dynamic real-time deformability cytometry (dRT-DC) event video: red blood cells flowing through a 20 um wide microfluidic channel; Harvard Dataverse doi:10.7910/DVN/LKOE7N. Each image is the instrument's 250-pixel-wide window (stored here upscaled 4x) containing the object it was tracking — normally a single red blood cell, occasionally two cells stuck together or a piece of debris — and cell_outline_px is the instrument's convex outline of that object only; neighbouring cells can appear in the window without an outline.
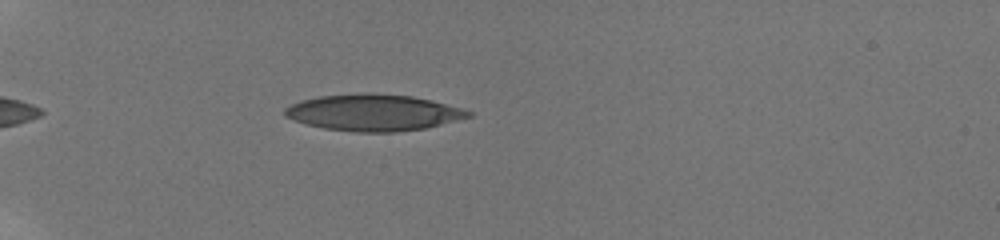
{"species": "human", "species_latin": "Homo sapiens", "temperature_condition": "room temperature", "stored_images_in_passage": 38, "camera_frame_rate_fps": 3000, "um_per_image_px": 0.085, "donor": {"sex": "male"}, "frame": {"image": 1, "passage_image": 6, "time_ms": 1.667, "image_size_px": [1000, 240], "cell_outline_px": [[472, 116], [424, 128], [396, 132], [356, 132], [324, 128], [304, 124], [284, 116], [284, 108], [300, 100], [320, 96], [360, 92], [412, 96], [432, 100], [460, 108], [472, 112]], "centroid_in_image_um": [31.69, 9.56], "position_along_channel_um": 53.3, "area_um2": 38.96}}
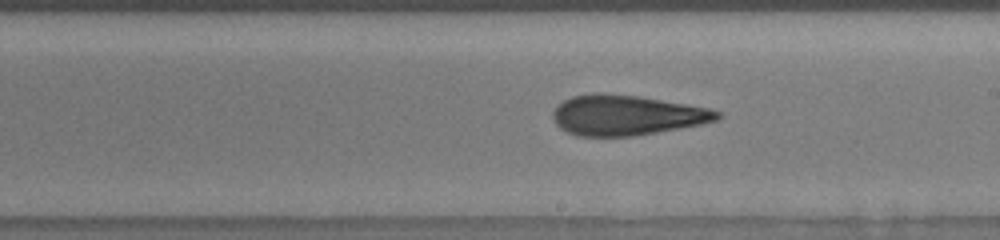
{"frame": {"image": 2, "passage_image": 23, "time_ms": 7.333, "image_size_px": [1000, 240], "cell_outline_px": [[724, 116], [716, 120], [700, 124], [656, 132], [632, 136], [576, 136], [560, 128], [552, 120], [552, 112], [564, 100], [572, 96], [596, 92], [604, 92], [636, 96], [708, 108], [720, 112]], "centroid_in_image_um": [53.2, 9.79], "position_along_channel_um": 235.8, "area_um2": 38.21}}
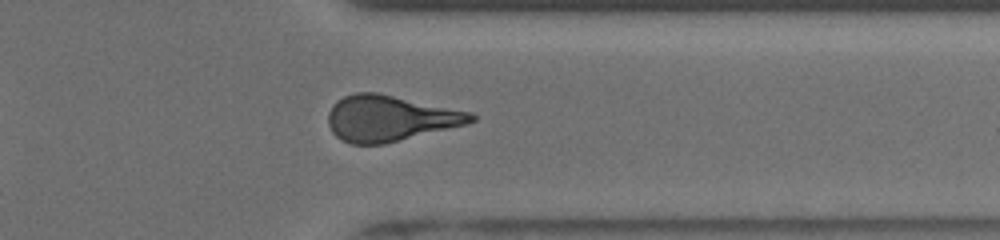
{"frame": {"image": 3, "passage_image": 34, "time_ms": 11.0, "image_size_px": [1000, 240], "cell_outline_px": [[476, 120], [468, 124], [384, 144], [352, 144], [340, 140], [332, 132], [328, 124], [328, 112], [332, 104], [336, 100], [344, 96], [356, 92], [376, 92], [472, 112], [476, 116]], "centroid_in_image_um": [33.13, 10.05], "position_along_channel_um": 378.3, "area_um2": 38.32}, "authors_computed_cell_mechanics": {"area_um2": 38.2925, "velocity_mm_per_s": 3.8885, "shape_relaxation_time_tau1_ms": 9.4524, "shape_relaxation_time_tau2_ms": 2.4118, "deformation_change_tau1": 0.3021, "deformation_change_tau2": 0.1358}}